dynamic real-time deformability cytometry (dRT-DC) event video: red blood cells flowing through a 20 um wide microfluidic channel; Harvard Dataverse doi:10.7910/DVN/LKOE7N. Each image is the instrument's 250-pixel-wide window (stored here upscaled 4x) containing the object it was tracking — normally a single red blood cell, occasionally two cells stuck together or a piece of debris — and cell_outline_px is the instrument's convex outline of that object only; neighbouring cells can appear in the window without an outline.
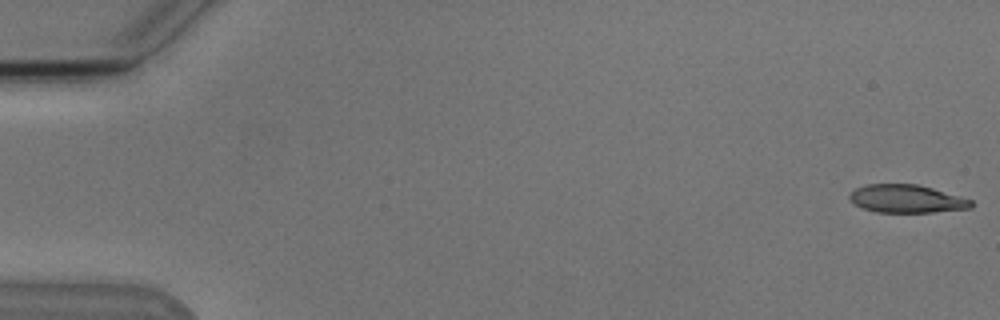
{"species": "Egyptian fruit bat (a non-hibernating species)", "species_latin": "Rousettus aegyptiacus", "temperature_condition": "cold", "stored_images_in_passage": 8, "camera_frame_rate_fps": 3000, "um_per_image_px": 0.085, "animal": {"sex": "male"}, "frame": {"image": 1, "passage_image": 1, "time_ms": 0.0, "image_size_px": [1000, 320], "cell_outline_px": [[972, 208], [932, 212], [876, 212], [864, 208], [848, 200], [848, 196], [856, 188], [864, 184], [916, 184], [932, 188], [960, 196], [972, 200]], "centroid_in_image_um": [77.05, 16.89], "position_along_channel_um": 8.0, "area_um2": 19.77}}
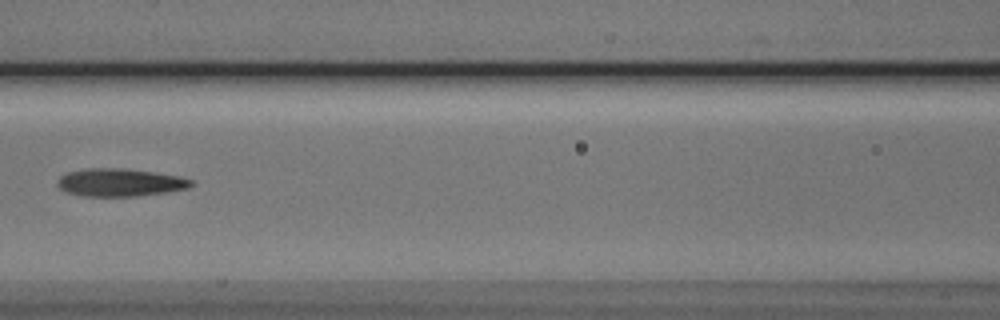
{"frame": {"image": 2, "passage_image": 7, "time_ms": 8.0, "image_size_px": [1000, 320], "cell_outline_px": [[196, 184], [192, 188], [168, 192], [136, 196], [80, 196], [64, 192], [56, 184], [56, 180], [60, 176], [68, 172], [88, 168], [124, 168], [180, 176], [192, 180]], "centroid_in_image_um": [10.21, 15.52], "position_along_channel_um": 156.4, "area_um2": 22.02}}
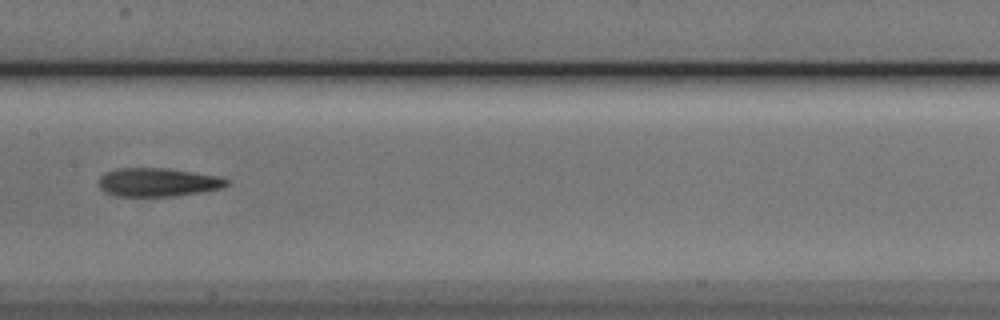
{"frame": {"image": 3, "passage_image": 8, "time_ms": 9.0, "image_size_px": [1000, 320], "cell_outline_px": [[228, 184], [224, 188], [200, 192], [172, 196], [116, 196], [100, 188], [100, 176], [108, 172], [120, 168], [164, 168], [216, 176], [228, 180]], "centroid_in_image_um": [13.43, 15.5], "position_along_channel_um": 194.0, "area_um2": 20.81}}